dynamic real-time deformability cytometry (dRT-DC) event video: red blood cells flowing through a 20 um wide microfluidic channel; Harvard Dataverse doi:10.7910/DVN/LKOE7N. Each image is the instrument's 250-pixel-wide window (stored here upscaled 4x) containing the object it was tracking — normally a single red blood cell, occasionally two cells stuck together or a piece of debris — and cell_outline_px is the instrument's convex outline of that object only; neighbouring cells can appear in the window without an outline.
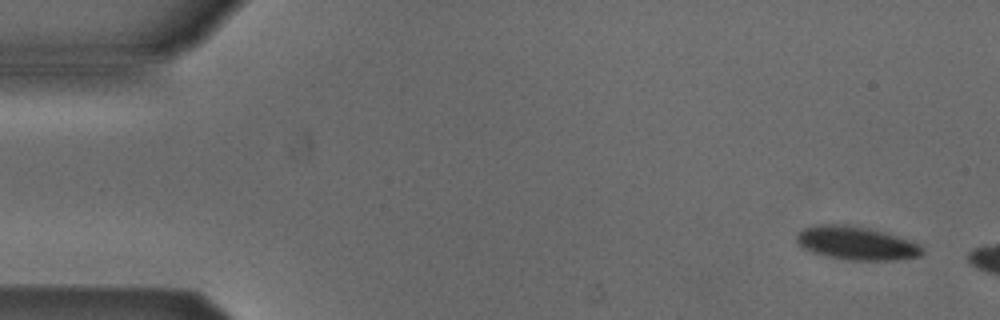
{"species": "Egyptian fruit bat (a non-hibernating species)", "species_latin": "Rousettus aegyptiacus", "temperature_condition": "cold", "stored_images_in_passage": 2, "camera_frame_rate_fps": 3000, "um_per_image_px": 0.085, "animal": {"sex": "male"}, "frame": {"image": 1, "passage_image": 1, "time_ms": 0.0, "image_size_px": [1000, 320], "cell_outline_px": [[924, 252], [920, 256], [896, 260], [844, 260], [812, 252], [800, 248], [796, 240], [796, 236], [804, 228], [820, 224], [844, 224], [868, 228], [884, 232], [912, 240], [920, 244], [924, 248]], "centroid_in_image_um": [72.81, 20.67], "position_along_channel_um": 12.2, "area_um2": 24.68}}